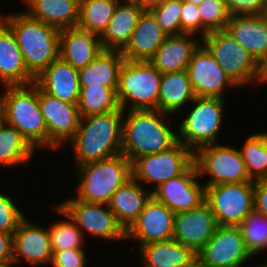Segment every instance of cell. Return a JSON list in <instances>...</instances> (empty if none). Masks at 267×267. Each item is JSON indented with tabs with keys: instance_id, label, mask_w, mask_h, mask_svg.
Wrapping results in <instances>:
<instances>
[{
	"instance_id": "obj_21",
	"label": "cell",
	"mask_w": 267,
	"mask_h": 267,
	"mask_svg": "<svg viewBox=\"0 0 267 267\" xmlns=\"http://www.w3.org/2000/svg\"><path fill=\"white\" fill-rule=\"evenodd\" d=\"M35 83L46 93L58 99L78 104L80 81L78 69L60 57L53 61L36 79Z\"/></svg>"
},
{
	"instance_id": "obj_14",
	"label": "cell",
	"mask_w": 267,
	"mask_h": 267,
	"mask_svg": "<svg viewBox=\"0 0 267 267\" xmlns=\"http://www.w3.org/2000/svg\"><path fill=\"white\" fill-rule=\"evenodd\" d=\"M38 102L48 130V147L59 148L76 134L81 116L78 104L64 102L38 86Z\"/></svg>"
},
{
	"instance_id": "obj_3",
	"label": "cell",
	"mask_w": 267,
	"mask_h": 267,
	"mask_svg": "<svg viewBox=\"0 0 267 267\" xmlns=\"http://www.w3.org/2000/svg\"><path fill=\"white\" fill-rule=\"evenodd\" d=\"M123 118L122 150L131 162L140 156L157 154L174 146L177 133L162 121L159 110H128Z\"/></svg>"
},
{
	"instance_id": "obj_13",
	"label": "cell",
	"mask_w": 267,
	"mask_h": 267,
	"mask_svg": "<svg viewBox=\"0 0 267 267\" xmlns=\"http://www.w3.org/2000/svg\"><path fill=\"white\" fill-rule=\"evenodd\" d=\"M252 257L239 226L218 225L214 235L197 253L202 262L220 267H242Z\"/></svg>"
},
{
	"instance_id": "obj_28",
	"label": "cell",
	"mask_w": 267,
	"mask_h": 267,
	"mask_svg": "<svg viewBox=\"0 0 267 267\" xmlns=\"http://www.w3.org/2000/svg\"><path fill=\"white\" fill-rule=\"evenodd\" d=\"M139 253L144 267H194L197 254L172 239L140 245Z\"/></svg>"
},
{
	"instance_id": "obj_11",
	"label": "cell",
	"mask_w": 267,
	"mask_h": 267,
	"mask_svg": "<svg viewBox=\"0 0 267 267\" xmlns=\"http://www.w3.org/2000/svg\"><path fill=\"white\" fill-rule=\"evenodd\" d=\"M194 163V153L177 142L157 154L140 156L132 162V177L137 181L156 183L153 192L167 180L183 174Z\"/></svg>"
},
{
	"instance_id": "obj_34",
	"label": "cell",
	"mask_w": 267,
	"mask_h": 267,
	"mask_svg": "<svg viewBox=\"0 0 267 267\" xmlns=\"http://www.w3.org/2000/svg\"><path fill=\"white\" fill-rule=\"evenodd\" d=\"M80 87L78 111L81 118L105 114L121 108L117 99V88L101 85Z\"/></svg>"
},
{
	"instance_id": "obj_50",
	"label": "cell",
	"mask_w": 267,
	"mask_h": 267,
	"mask_svg": "<svg viewBox=\"0 0 267 267\" xmlns=\"http://www.w3.org/2000/svg\"><path fill=\"white\" fill-rule=\"evenodd\" d=\"M182 1L187 2V3H192L195 5H200L203 0H182Z\"/></svg>"
},
{
	"instance_id": "obj_25",
	"label": "cell",
	"mask_w": 267,
	"mask_h": 267,
	"mask_svg": "<svg viewBox=\"0 0 267 267\" xmlns=\"http://www.w3.org/2000/svg\"><path fill=\"white\" fill-rule=\"evenodd\" d=\"M0 81L2 85H27L35 82L28 72L12 30L0 19Z\"/></svg>"
},
{
	"instance_id": "obj_24",
	"label": "cell",
	"mask_w": 267,
	"mask_h": 267,
	"mask_svg": "<svg viewBox=\"0 0 267 267\" xmlns=\"http://www.w3.org/2000/svg\"><path fill=\"white\" fill-rule=\"evenodd\" d=\"M191 36L184 33L167 36L149 61L160 73L187 70L194 52L201 45Z\"/></svg>"
},
{
	"instance_id": "obj_29",
	"label": "cell",
	"mask_w": 267,
	"mask_h": 267,
	"mask_svg": "<svg viewBox=\"0 0 267 267\" xmlns=\"http://www.w3.org/2000/svg\"><path fill=\"white\" fill-rule=\"evenodd\" d=\"M142 186V183H138L133 177L130 178L112 195L108 204L125 230L137 219L152 196V192L148 193Z\"/></svg>"
},
{
	"instance_id": "obj_22",
	"label": "cell",
	"mask_w": 267,
	"mask_h": 267,
	"mask_svg": "<svg viewBox=\"0 0 267 267\" xmlns=\"http://www.w3.org/2000/svg\"><path fill=\"white\" fill-rule=\"evenodd\" d=\"M100 36L76 28L60 30L59 57L75 69H82L101 52Z\"/></svg>"
},
{
	"instance_id": "obj_7",
	"label": "cell",
	"mask_w": 267,
	"mask_h": 267,
	"mask_svg": "<svg viewBox=\"0 0 267 267\" xmlns=\"http://www.w3.org/2000/svg\"><path fill=\"white\" fill-rule=\"evenodd\" d=\"M201 43L214 57L228 77L237 85L256 82L260 76V64L227 31L209 32ZM254 80V81H253Z\"/></svg>"
},
{
	"instance_id": "obj_43",
	"label": "cell",
	"mask_w": 267,
	"mask_h": 267,
	"mask_svg": "<svg viewBox=\"0 0 267 267\" xmlns=\"http://www.w3.org/2000/svg\"><path fill=\"white\" fill-rule=\"evenodd\" d=\"M83 248L63 249L53 253V267H85L88 258Z\"/></svg>"
},
{
	"instance_id": "obj_47",
	"label": "cell",
	"mask_w": 267,
	"mask_h": 267,
	"mask_svg": "<svg viewBox=\"0 0 267 267\" xmlns=\"http://www.w3.org/2000/svg\"><path fill=\"white\" fill-rule=\"evenodd\" d=\"M118 3H122V4H135V5H141V0H117Z\"/></svg>"
},
{
	"instance_id": "obj_17",
	"label": "cell",
	"mask_w": 267,
	"mask_h": 267,
	"mask_svg": "<svg viewBox=\"0 0 267 267\" xmlns=\"http://www.w3.org/2000/svg\"><path fill=\"white\" fill-rule=\"evenodd\" d=\"M174 219L175 213L151 196L137 219L126 230V239L136 238L141 245L172 240Z\"/></svg>"
},
{
	"instance_id": "obj_1",
	"label": "cell",
	"mask_w": 267,
	"mask_h": 267,
	"mask_svg": "<svg viewBox=\"0 0 267 267\" xmlns=\"http://www.w3.org/2000/svg\"><path fill=\"white\" fill-rule=\"evenodd\" d=\"M124 113L120 108L81 118L75 136L69 141L76 166L121 154Z\"/></svg>"
},
{
	"instance_id": "obj_42",
	"label": "cell",
	"mask_w": 267,
	"mask_h": 267,
	"mask_svg": "<svg viewBox=\"0 0 267 267\" xmlns=\"http://www.w3.org/2000/svg\"><path fill=\"white\" fill-rule=\"evenodd\" d=\"M227 10L234 15H264L267 11L265 0H225Z\"/></svg>"
},
{
	"instance_id": "obj_31",
	"label": "cell",
	"mask_w": 267,
	"mask_h": 267,
	"mask_svg": "<svg viewBox=\"0 0 267 267\" xmlns=\"http://www.w3.org/2000/svg\"><path fill=\"white\" fill-rule=\"evenodd\" d=\"M196 97L187 70L162 73L158 110L170 115Z\"/></svg>"
},
{
	"instance_id": "obj_51",
	"label": "cell",
	"mask_w": 267,
	"mask_h": 267,
	"mask_svg": "<svg viewBox=\"0 0 267 267\" xmlns=\"http://www.w3.org/2000/svg\"><path fill=\"white\" fill-rule=\"evenodd\" d=\"M4 123H5V121H4V116H3L2 111L0 110V128H1V126H2Z\"/></svg>"
},
{
	"instance_id": "obj_52",
	"label": "cell",
	"mask_w": 267,
	"mask_h": 267,
	"mask_svg": "<svg viewBox=\"0 0 267 267\" xmlns=\"http://www.w3.org/2000/svg\"><path fill=\"white\" fill-rule=\"evenodd\" d=\"M256 267H267V263H265V264H259L258 266H256Z\"/></svg>"
},
{
	"instance_id": "obj_10",
	"label": "cell",
	"mask_w": 267,
	"mask_h": 267,
	"mask_svg": "<svg viewBox=\"0 0 267 267\" xmlns=\"http://www.w3.org/2000/svg\"><path fill=\"white\" fill-rule=\"evenodd\" d=\"M205 202L218 225L239 226L254 211V182L207 186Z\"/></svg>"
},
{
	"instance_id": "obj_49",
	"label": "cell",
	"mask_w": 267,
	"mask_h": 267,
	"mask_svg": "<svg viewBox=\"0 0 267 267\" xmlns=\"http://www.w3.org/2000/svg\"><path fill=\"white\" fill-rule=\"evenodd\" d=\"M158 1L159 0H141V6L147 8L148 5L154 4V3L158 2Z\"/></svg>"
},
{
	"instance_id": "obj_32",
	"label": "cell",
	"mask_w": 267,
	"mask_h": 267,
	"mask_svg": "<svg viewBox=\"0 0 267 267\" xmlns=\"http://www.w3.org/2000/svg\"><path fill=\"white\" fill-rule=\"evenodd\" d=\"M117 5V0H80L77 28L101 36Z\"/></svg>"
},
{
	"instance_id": "obj_44",
	"label": "cell",
	"mask_w": 267,
	"mask_h": 267,
	"mask_svg": "<svg viewBox=\"0 0 267 267\" xmlns=\"http://www.w3.org/2000/svg\"><path fill=\"white\" fill-rule=\"evenodd\" d=\"M254 210L267 217V178L254 181Z\"/></svg>"
},
{
	"instance_id": "obj_6",
	"label": "cell",
	"mask_w": 267,
	"mask_h": 267,
	"mask_svg": "<svg viewBox=\"0 0 267 267\" xmlns=\"http://www.w3.org/2000/svg\"><path fill=\"white\" fill-rule=\"evenodd\" d=\"M162 73L148 61L124 59L117 87V99L124 111L128 102L130 110H158V96Z\"/></svg>"
},
{
	"instance_id": "obj_18",
	"label": "cell",
	"mask_w": 267,
	"mask_h": 267,
	"mask_svg": "<svg viewBox=\"0 0 267 267\" xmlns=\"http://www.w3.org/2000/svg\"><path fill=\"white\" fill-rule=\"evenodd\" d=\"M218 224L209 205L175 214L173 239L190 247L196 254L214 235Z\"/></svg>"
},
{
	"instance_id": "obj_8",
	"label": "cell",
	"mask_w": 267,
	"mask_h": 267,
	"mask_svg": "<svg viewBox=\"0 0 267 267\" xmlns=\"http://www.w3.org/2000/svg\"><path fill=\"white\" fill-rule=\"evenodd\" d=\"M224 98L195 97L194 108L182 121L177 132V141L193 153L199 148L217 142L224 114Z\"/></svg>"
},
{
	"instance_id": "obj_30",
	"label": "cell",
	"mask_w": 267,
	"mask_h": 267,
	"mask_svg": "<svg viewBox=\"0 0 267 267\" xmlns=\"http://www.w3.org/2000/svg\"><path fill=\"white\" fill-rule=\"evenodd\" d=\"M124 59L121 51L102 49L91 63L78 70L80 86L117 88L119 70Z\"/></svg>"
},
{
	"instance_id": "obj_45",
	"label": "cell",
	"mask_w": 267,
	"mask_h": 267,
	"mask_svg": "<svg viewBox=\"0 0 267 267\" xmlns=\"http://www.w3.org/2000/svg\"><path fill=\"white\" fill-rule=\"evenodd\" d=\"M13 264V234L0 232V265Z\"/></svg>"
},
{
	"instance_id": "obj_2",
	"label": "cell",
	"mask_w": 267,
	"mask_h": 267,
	"mask_svg": "<svg viewBox=\"0 0 267 267\" xmlns=\"http://www.w3.org/2000/svg\"><path fill=\"white\" fill-rule=\"evenodd\" d=\"M0 19L12 30L28 72L36 79L59 58L60 30L26 13L8 14Z\"/></svg>"
},
{
	"instance_id": "obj_19",
	"label": "cell",
	"mask_w": 267,
	"mask_h": 267,
	"mask_svg": "<svg viewBox=\"0 0 267 267\" xmlns=\"http://www.w3.org/2000/svg\"><path fill=\"white\" fill-rule=\"evenodd\" d=\"M53 252L48 229L24 218L13 233V264L23 258L32 266L51 264Z\"/></svg>"
},
{
	"instance_id": "obj_27",
	"label": "cell",
	"mask_w": 267,
	"mask_h": 267,
	"mask_svg": "<svg viewBox=\"0 0 267 267\" xmlns=\"http://www.w3.org/2000/svg\"><path fill=\"white\" fill-rule=\"evenodd\" d=\"M29 17L57 29L76 28L79 20L80 0H23Z\"/></svg>"
},
{
	"instance_id": "obj_41",
	"label": "cell",
	"mask_w": 267,
	"mask_h": 267,
	"mask_svg": "<svg viewBox=\"0 0 267 267\" xmlns=\"http://www.w3.org/2000/svg\"><path fill=\"white\" fill-rule=\"evenodd\" d=\"M181 34H201V17L198 5L182 1L180 12Z\"/></svg>"
},
{
	"instance_id": "obj_9",
	"label": "cell",
	"mask_w": 267,
	"mask_h": 267,
	"mask_svg": "<svg viewBox=\"0 0 267 267\" xmlns=\"http://www.w3.org/2000/svg\"><path fill=\"white\" fill-rule=\"evenodd\" d=\"M194 163L199 176L209 175L205 187L226 184L254 182L248 175L246 164L236 148L226 145H207L194 153Z\"/></svg>"
},
{
	"instance_id": "obj_38",
	"label": "cell",
	"mask_w": 267,
	"mask_h": 267,
	"mask_svg": "<svg viewBox=\"0 0 267 267\" xmlns=\"http://www.w3.org/2000/svg\"><path fill=\"white\" fill-rule=\"evenodd\" d=\"M147 9L168 36L181 34L180 12L182 0H159L148 5Z\"/></svg>"
},
{
	"instance_id": "obj_35",
	"label": "cell",
	"mask_w": 267,
	"mask_h": 267,
	"mask_svg": "<svg viewBox=\"0 0 267 267\" xmlns=\"http://www.w3.org/2000/svg\"><path fill=\"white\" fill-rule=\"evenodd\" d=\"M239 151L253 181L267 178V133L250 135Z\"/></svg>"
},
{
	"instance_id": "obj_36",
	"label": "cell",
	"mask_w": 267,
	"mask_h": 267,
	"mask_svg": "<svg viewBox=\"0 0 267 267\" xmlns=\"http://www.w3.org/2000/svg\"><path fill=\"white\" fill-rule=\"evenodd\" d=\"M59 213L69 220H61L53 224L49 229L52 252L63 249H76L83 247L84 234L76 226V223L58 205L54 207Z\"/></svg>"
},
{
	"instance_id": "obj_12",
	"label": "cell",
	"mask_w": 267,
	"mask_h": 267,
	"mask_svg": "<svg viewBox=\"0 0 267 267\" xmlns=\"http://www.w3.org/2000/svg\"><path fill=\"white\" fill-rule=\"evenodd\" d=\"M76 223L81 232L105 240L126 239V230L116 215L104 204L86 202L76 197L58 205ZM84 231H83V230Z\"/></svg>"
},
{
	"instance_id": "obj_23",
	"label": "cell",
	"mask_w": 267,
	"mask_h": 267,
	"mask_svg": "<svg viewBox=\"0 0 267 267\" xmlns=\"http://www.w3.org/2000/svg\"><path fill=\"white\" fill-rule=\"evenodd\" d=\"M168 35L157 24L152 13L146 8L141 14L131 39L122 55L126 60H150Z\"/></svg>"
},
{
	"instance_id": "obj_53",
	"label": "cell",
	"mask_w": 267,
	"mask_h": 267,
	"mask_svg": "<svg viewBox=\"0 0 267 267\" xmlns=\"http://www.w3.org/2000/svg\"><path fill=\"white\" fill-rule=\"evenodd\" d=\"M0 267H10L9 265H0Z\"/></svg>"
},
{
	"instance_id": "obj_5",
	"label": "cell",
	"mask_w": 267,
	"mask_h": 267,
	"mask_svg": "<svg viewBox=\"0 0 267 267\" xmlns=\"http://www.w3.org/2000/svg\"><path fill=\"white\" fill-rule=\"evenodd\" d=\"M77 169L80 181L76 198L104 205H108L112 195L132 178V162L123 154L82 164Z\"/></svg>"
},
{
	"instance_id": "obj_37",
	"label": "cell",
	"mask_w": 267,
	"mask_h": 267,
	"mask_svg": "<svg viewBox=\"0 0 267 267\" xmlns=\"http://www.w3.org/2000/svg\"><path fill=\"white\" fill-rule=\"evenodd\" d=\"M246 248L254 257L267 248V217L252 211L239 225Z\"/></svg>"
},
{
	"instance_id": "obj_15",
	"label": "cell",
	"mask_w": 267,
	"mask_h": 267,
	"mask_svg": "<svg viewBox=\"0 0 267 267\" xmlns=\"http://www.w3.org/2000/svg\"><path fill=\"white\" fill-rule=\"evenodd\" d=\"M198 177L197 167L193 163L183 174L158 186L152 196L175 214L195 209L205 202V185L199 184Z\"/></svg>"
},
{
	"instance_id": "obj_40",
	"label": "cell",
	"mask_w": 267,
	"mask_h": 267,
	"mask_svg": "<svg viewBox=\"0 0 267 267\" xmlns=\"http://www.w3.org/2000/svg\"><path fill=\"white\" fill-rule=\"evenodd\" d=\"M24 218L10 196L0 193V232L13 234Z\"/></svg>"
},
{
	"instance_id": "obj_26",
	"label": "cell",
	"mask_w": 267,
	"mask_h": 267,
	"mask_svg": "<svg viewBox=\"0 0 267 267\" xmlns=\"http://www.w3.org/2000/svg\"><path fill=\"white\" fill-rule=\"evenodd\" d=\"M145 9L141 5L118 3L106 30L100 36L102 49L122 52Z\"/></svg>"
},
{
	"instance_id": "obj_39",
	"label": "cell",
	"mask_w": 267,
	"mask_h": 267,
	"mask_svg": "<svg viewBox=\"0 0 267 267\" xmlns=\"http://www.w3.org/2000/svg\"><path fill=\"white\" fill-rule=\"evenodd\" d=\"M201 17V36L204 38L209 32L225 30L231 15L225 0H203L198 5Z\"/></svg>"
},
{
	"instance_id": "obj_4",
	"label": "cell",
	"mask_w": 267,
	"mask_h": 267,
	"mask_svg": "<svg viewBox=\"0 0 267 267\" xmlns=\"http://www.w3.org/2000/svg\"><path fill=\"white\" fill-rule=\"evenodd\" d=\"M0 97V110L6 124L16 128L36 149L48 147V130L38 102V85H8Z\"/></svg>"
},
{
	"instance_id": "obj_33",
	"label": "cell",
	"mask_w": 267,
	"mask_h": 267,
	"mask_svg": "<svg viewBox=\"0 0 267 267\" xmlns=\"http://www.w3.org/2000/svg\"><path fill=\"white\" fill-rule=\"evenodd\" d=\"M35 148L13 126L4 123L0 128V166L25 164L34 155Z\"/></svg>"
},
{
	"instance_id": "obj_48",
	"label": "cell",
	"mask_w": 267,
	"mask_h": 267,
	"mask_svg": "<svg viewBox=\"0 0 267 267\" xmlns=\"http://www.w3.org/2000/svg\"><path fill=\"white\" fill-rule=\"evenodd\" d=\"M194 267H220V266H213L206 263H202L198 258H196L195 266Z\"/></svg>"
},
{
	"instance_id": "obj_46",
	"label": "cell",
	"mask_w": 267,
	"mask_h": 267,
	"mask_svg": "<svg viewBox=\"0 0 267 267\" xmlns=\"http://www.w3.org/2000/svg\"><path fill=\"white\" fill-rule=\"evenodd\" d=\"M267 84V57L260 63V76L257 84Z\"/></svg>"
},
{
	"instance_id": "obj_16",
	"label": "cell",
	"mask_w": 267,
	"mask_h": 267,
	"mask_svg": "<svg viewBox=\"0 0 267 267\" xmlns=\"http://www.w3.org/2000/svg\"><path fill=\"white\" fill-rule=\"evenodd\" d=\"M187 72L197 97L224 98L226 87H238L202 44L194 52Z\"/></svg>"
},
{
	"instance_id": "obj_20",
	"label": "cell",
	"mask_w": 267,
	"mask_h": 267,
	"mask_svg": "<svg viewBox=\"0 0 267 267\" xmlns=\"http://www.w3.org/2000/svg\"><path fill=\"white\" fill-rule=\"evenodd\" d=\"M260 64L267 57V16L234 15L225 28Z\"/></svg>"
}]
</instances>
